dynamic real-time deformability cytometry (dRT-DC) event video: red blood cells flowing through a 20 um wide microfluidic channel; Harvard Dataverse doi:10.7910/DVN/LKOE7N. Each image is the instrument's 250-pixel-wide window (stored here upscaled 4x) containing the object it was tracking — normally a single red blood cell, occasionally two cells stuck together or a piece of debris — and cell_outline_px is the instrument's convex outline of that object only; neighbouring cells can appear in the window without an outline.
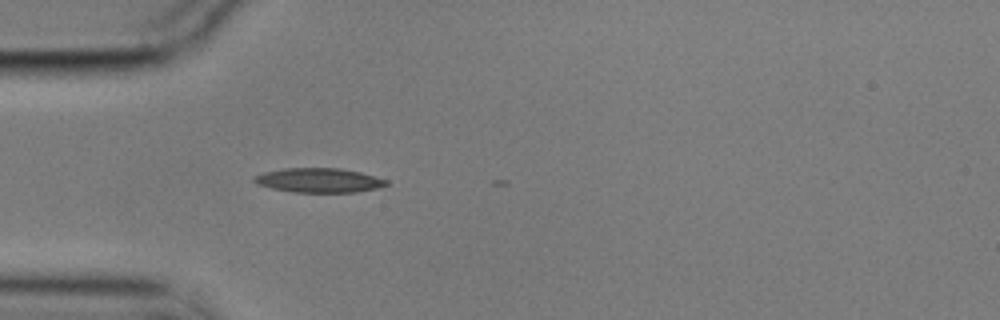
{"species": "common noctule bat (a hibernating species)", "species_latin": "Nyctalus noctula", "temperature_condition": "cold", "stored_images_in_passage": 5, "camera_frame_rate_fps": 3000, "um_per_image_px": 0.085, "animal": {"sex": "male", "body_mass_g": 17.9}, "frame": {"image": 1, "passage_image": 1, "time_ms": 0.0, "image_size_px": [1000, 320], "cell_outline_px": [[388, 184], [376, 188], [356, 192], [292, 192], [272, 188], [256, 184], [252, 180], [252, 176], [264, 172], [284, 168], [340, 168], [360, 172], [388, 180]], "centroid_in_image_um": [27.06, 15.32], "position_along_channel_um": 57.9, "area_um2": 18.79}}
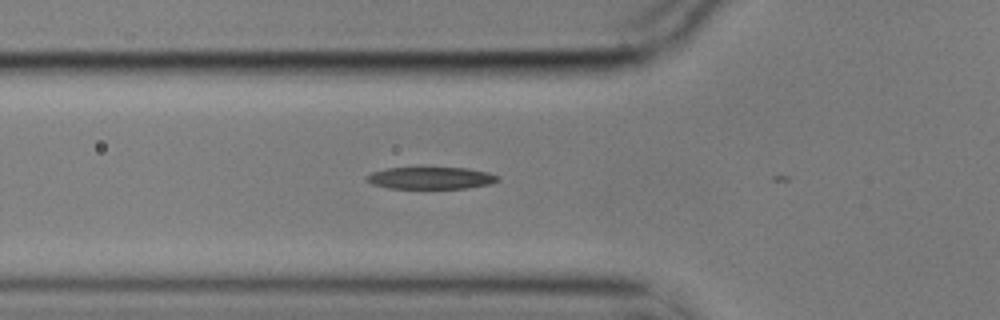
{"frame": {"image": 2, "passage_image": 4, "time_ms": 1.0, "image_size_px": [1000, 320], "cell_outline_px": [[500, 180], [488, 184], [468, 188], [388, 188], [372, 184], [364, 180], [372, 172], [388, 168], [468, 168], [488, 172], [500, 176]], "centroid_in_image_um": [36.64, 15.13], "position_along_channel_um": 89.2, "area_um2": 16.76}}